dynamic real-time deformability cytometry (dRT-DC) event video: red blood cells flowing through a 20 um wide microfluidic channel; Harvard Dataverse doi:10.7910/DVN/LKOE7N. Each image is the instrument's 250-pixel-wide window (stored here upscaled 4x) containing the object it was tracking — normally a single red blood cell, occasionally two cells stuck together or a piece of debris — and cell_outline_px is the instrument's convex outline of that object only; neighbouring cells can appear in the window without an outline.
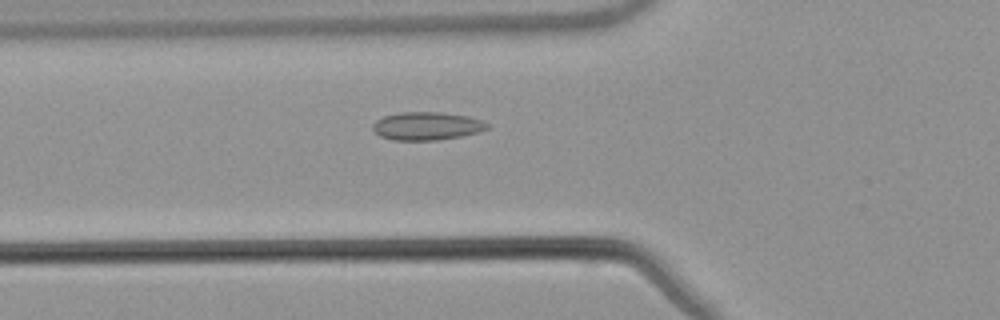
{"species": "common noctule bat (a hibernating species)", "species_latin": "Nyctalus noctula", "temperature_condition": "warm", "stored_images_in_passage": 35, "camera_frame_rate_fps": 3000, "um_per_image_px": 0.085, "animal": {"sex": "male", "body_mass_g": 21.5, "forearm_length_mm": 52.0}, "frame": {"image": 1, "passage_image": 3, "time_ms": 0.667, "image_size_px": [1000, 320], "cell_outline_px": [[488, 128], [480, 132], [460, 136], [436, 140], [392, 140], [380, 136], [372, 128], [372, 124], [376, 120], [384, 116], [400, 112], [440, 112], [468, 116], [480, 120], [488, 124]], "centroid_in_image_um": [36.26, 10.71], "position_along_channel_um": 89.5, "area_um2": 18.67}}
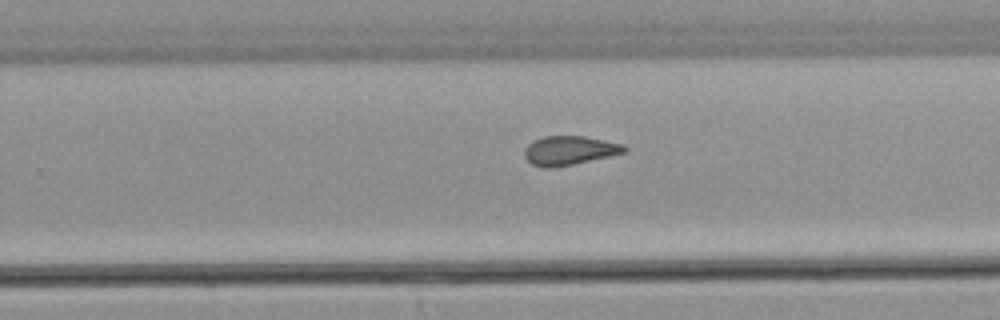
{"frame": {"image": 2, "passage_image": 18, "time_ms": 5.667, "image_size_px": [1000, 320], "cell_outline_px": [[628, 152], [572, 164], [552, 168], [544, 168], [532, 164], [524, 156], [524, 148], [532, 140], [544, 136], [584, 136], [624, 144], [628, 148]], "centroid_in_image_um": [48.4, 12.78], "position_along_channel_um": 281.4, "area_um2": 16.99}}
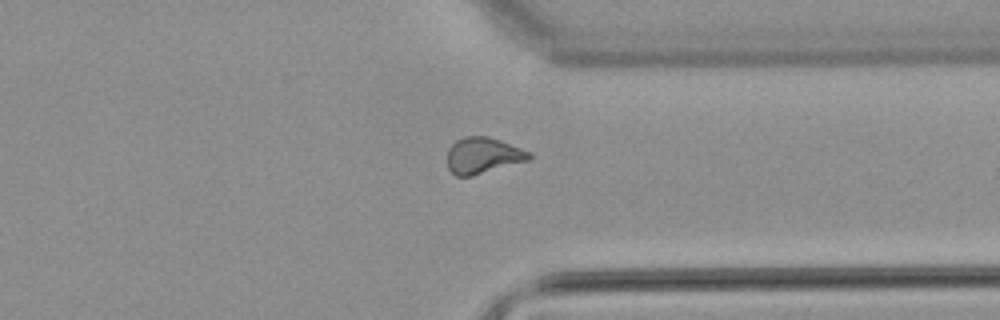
{"frame": {"image": 3, "passage_image": 25, "time_ms": 8.0, "image_size_px": [1000, 320], "cell_outline_px": [[532, 156], [528, 160], [472, 176], [456, 176], [448, 168], [448, 148], [456, 140], [464, 136], [488, 136], [500, 140], [532, 152]], "centroid_in_image_um": [41.05, 13.2], "position_along_channel_um": 370.3, "area_um2": 17.22}, "authors_computed_cell_mechanics": {"area_um2": 17.051, "velocity_mm_per_s": 3.8311, "shape_relaxation_time_tau1_ms": null, "shape_relaxation_time_tau2_ms": 2.4795, "deformation_change_tau1": null, "deformation_change_tau2": 0.0875}}